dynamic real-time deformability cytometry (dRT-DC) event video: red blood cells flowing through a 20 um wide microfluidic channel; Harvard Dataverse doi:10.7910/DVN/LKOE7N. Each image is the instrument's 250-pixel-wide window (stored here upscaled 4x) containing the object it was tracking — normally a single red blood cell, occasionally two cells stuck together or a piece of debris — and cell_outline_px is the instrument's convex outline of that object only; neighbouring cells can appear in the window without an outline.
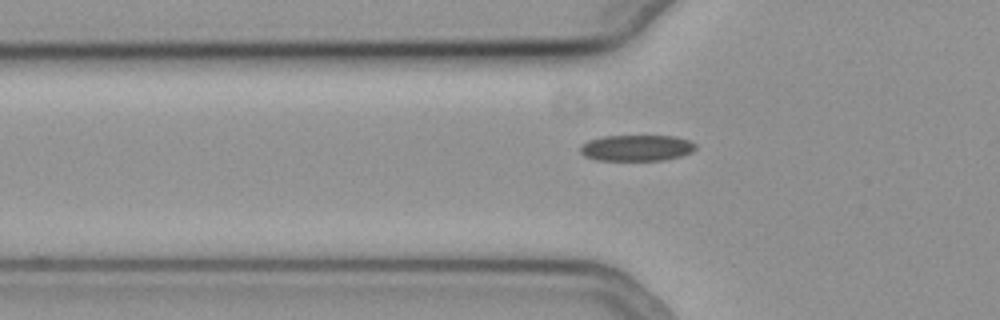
{"species": "common noctule bat (a hibernating species)", "species_latin": "Nyctalus noctula", "temperature_condition": "cold", "stored_images_in_passage": 34, "camera_frame_rate_fps": 3000, "um_per_image_px": 0.085, "animal": {"sex": "female", "body_mass_g": 19.3, "forearm_length_mm": 54.1}, "frame": {"image": 1, "passage_image": 4, "time_ms": 1.0, "image_size_px": [1000, 320], "cell_outline_px": [[696, 148], [692, 152], [680, 156], [660, 160], [596, 160], [584, 156], [580, 152], [580, 144], [588, 140], [604, 136], [676, 136], [688, 140], [696, 144]], "centroid_in_image_um": [54.08, 12.57], "position_along_channel_um": 71.7, "area_um2": 17.57}}
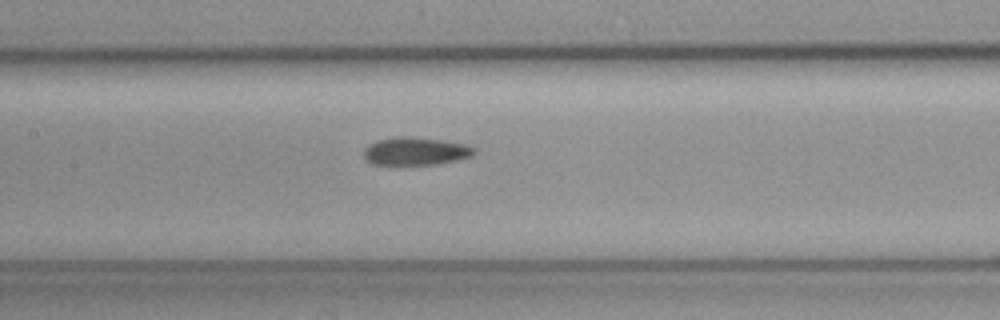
{"frame": {"image": 2, "passage_image": 12, "time_ms": 3.667, "image_size_px": [1000, 320], "cell_outline_px": [[476, 152], [472, 156], [456, 160], [432, 164], [372, 164], [364, 156], [364, 148], [380, 140], [396, 136], [412, 136], [468, 144], [476, 148]], "centroid_in_image_um": [35.37, 12.84], "position_along_channel_um": 172.0, "area_um2": 17.74}}
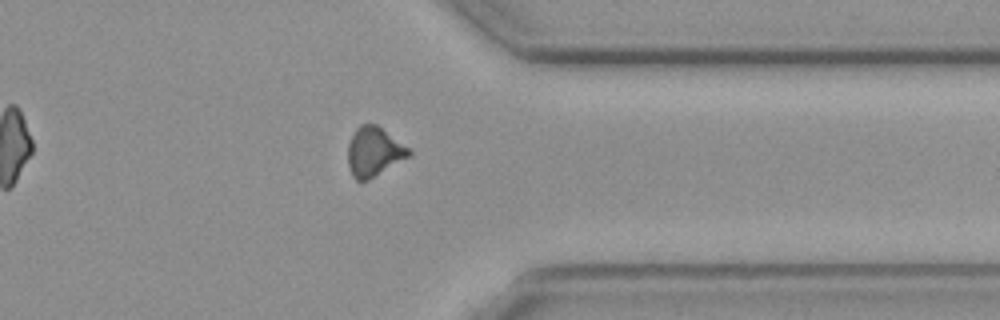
{"frame": {"image": 3, "passage_image": 29, "time_ms": 9.333, "image_size_px": [1000, 320], "cell_outline_px": [[412, 156], [368, 180], [356, 180], [352, 176], [348, 164], [348, 144], [356, 128], [360, 124], [376, 124], [408, 148], [412, 152]], "centroid_in_image_um": [31.79, 12.91], "position_along_channel_um": 379.6, "area_um2": 17.46}, "authors_computed_cell_mechanics": {"area_um2": 17.7157, "velocity_mm_per_s": 3.7634, "shape_relaxation_time_tau1_ms": null, "shape_relaxation_time_tau2_ms": 5.0198, "deformation_change_tau1": null, "deformation_change_tau2": 0.0925}}